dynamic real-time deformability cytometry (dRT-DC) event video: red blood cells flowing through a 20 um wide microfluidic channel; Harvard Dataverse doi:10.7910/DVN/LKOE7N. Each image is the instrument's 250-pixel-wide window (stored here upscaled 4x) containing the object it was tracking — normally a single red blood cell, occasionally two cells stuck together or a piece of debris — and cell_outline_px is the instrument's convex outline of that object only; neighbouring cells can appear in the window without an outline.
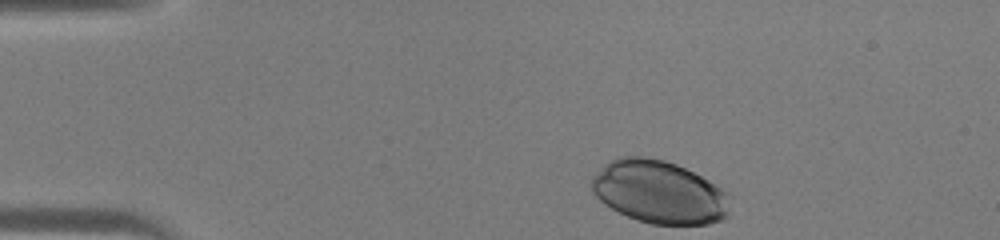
{"species": "human", "species_latin": "Homo sapiens", "temperature_condition": "warm", "stored_images_in_passage": 30, "camera_frame_rate_fps": 3000, "um_per_image_px": 0.085, "donor": {"sex": "male"}, "frame": {"image": 1, "passage_image": 1, "time_ms": 0.0, "image_size_px": [1000, 240], "cell_outline_px": [[728, 216], [724, 220], [708, 224], [652, 224], [636, 220], [604, 204], [592, 192], [592, 176], [604, 164], [620, 156], [644, 156], [664, 160], [676, 164], [708, 180], [728, 192]], "centroid_in_image_um": [56.02, 16.33], "position_along_channel_um": 29.0, "area_um2": 50.63}}
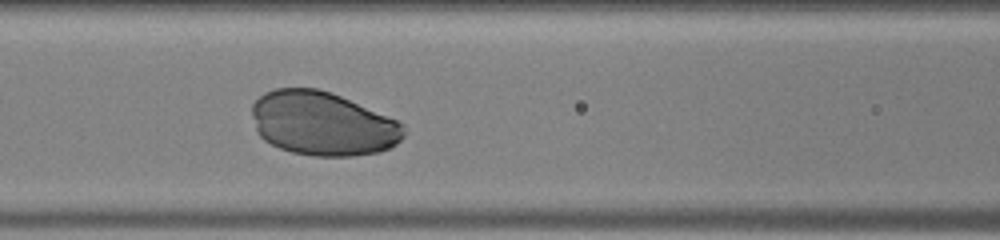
{"frame": {"image": 2, "passage_image": 13, "time_ms": 4.0, "image_size_px": [1000, 240], "cell_outline_px": [[404, 136], [396, 144], [380, 152], [352, 156], [316, 156], [292, 152], [280, 148], [264, 140], [256, 132], [252, 116], [252, 104], [264, 92], [276, 88], [316, 88], [340, 96], [396, 120], [404, 124]], "centroid_in_image_um": [27.39, 10.51], "position_along_channel_um": 139.2, "area_um2": 56.3}}
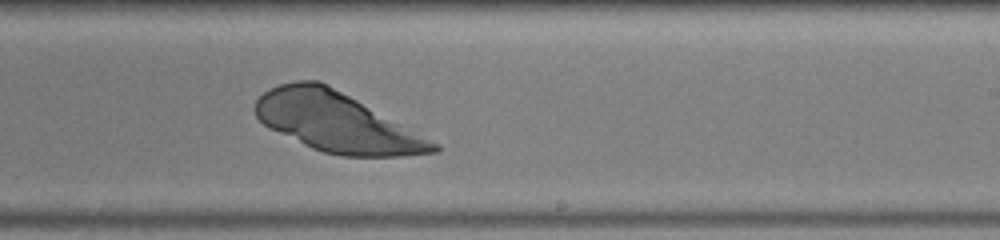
{"frame": {"image": 3, "passage_image": 21, "time_ms": 6.667, "image_size_px": [1000, 240], "cell_outline_px": [[440, 148], [436, 152], [400, 156], [340, 156], [324, 152], [312, 148], [268, 128], [256, 116], [252, 108], [256, 100], [268, 88], [280, 84], [296, 80], [320, 80], [328, 84], [440, 144]], "centroid_in_image_um": [28.57, 10.37], "position_along_channel_um": 260.4, "area_um2": 61.56}}